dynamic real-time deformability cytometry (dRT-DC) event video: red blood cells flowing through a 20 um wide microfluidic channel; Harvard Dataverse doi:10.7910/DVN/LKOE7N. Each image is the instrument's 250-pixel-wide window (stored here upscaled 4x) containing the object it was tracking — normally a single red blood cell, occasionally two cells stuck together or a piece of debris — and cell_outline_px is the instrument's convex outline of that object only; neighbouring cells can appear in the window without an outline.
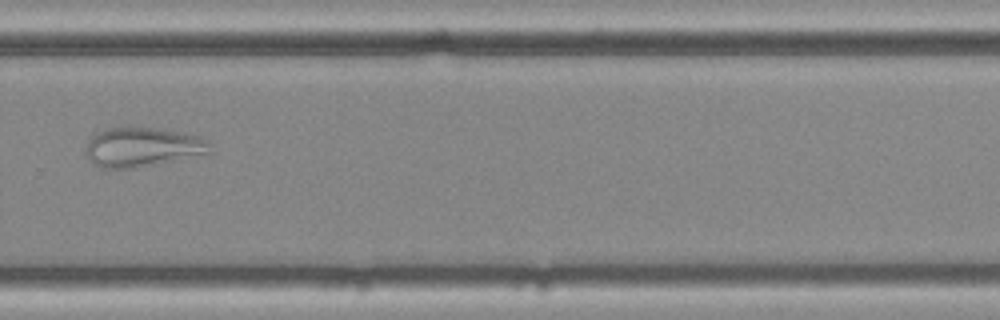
{"species": "common noctule bat (a hibernating species)", "species_latin": "Nyctalus noctula", "temperature_condition": "cold", "stored_images_in_passage": 14, "camera_frame_rate_fps": 3000, "um_per_image_px": 0.085, "animal": {"sex": "female", "body_mass_g": 25.1}, "frame": {"image": 1, "passage_image": 8, "time_ms": 2.333, "image_size_px": [1000, 320], "cell_outline_px": [[212, 144], [208, 152], [152, 164], [132, 168], [100, 168], [92, 164], [88, 160], [84, 152], [84, 148], [88, 140], [96, 132], [104, 128], [120, 124], [124, 124], [156, 128], [180, 132], [200, 136], [208, 140]], "centroid_in_image_um": [11.97, 12.44], "position_along_channel_um": 317.8, "area_um2": 29.02}}